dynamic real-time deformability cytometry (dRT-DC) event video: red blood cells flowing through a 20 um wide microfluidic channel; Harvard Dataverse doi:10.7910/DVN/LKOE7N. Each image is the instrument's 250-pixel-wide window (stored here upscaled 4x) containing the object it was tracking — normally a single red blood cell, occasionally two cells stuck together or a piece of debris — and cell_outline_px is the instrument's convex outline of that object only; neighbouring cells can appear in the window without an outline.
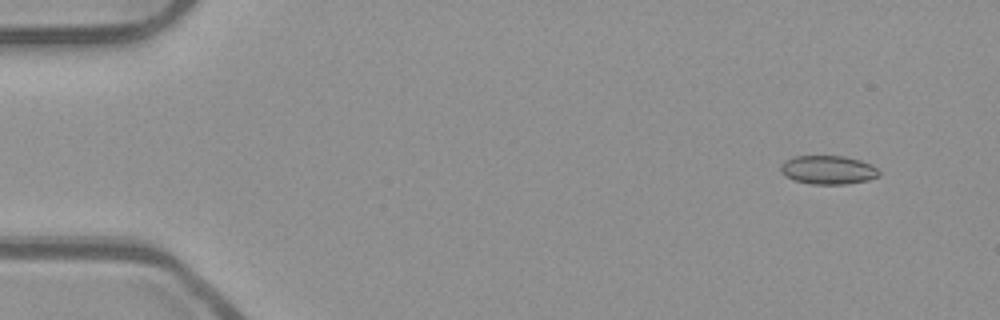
{"species": "common noctule bat (a hibernating species)", "species_latin": "Nyctalus noctula", "temperature_condition": "room temperature", "stored_images_in_passage": 50, "camera_frame_rate_fps": 3000, "um_per_image_px": 0.085, "animal": {"sex": "male", "body_mass_g": 23.1, "forearm_length_mm": 52.7}, "frame": {"image": 1, "passage_image": 1, "time_ms": 0.0, "image_size_px": [1000, 320], "cell_outline_px": [[880, 176], [868, 180], [848, 184], [812, 184], [796, 180], [780, 172], [780, 164], [784, 160], [792, 156], [844, 156], [860, 160], [872, 164], [880, 172]], "centroid_in_image_um": [70.4, 14.43], "position_along_channel_um": 14.6, "area_um2": 16.53}}
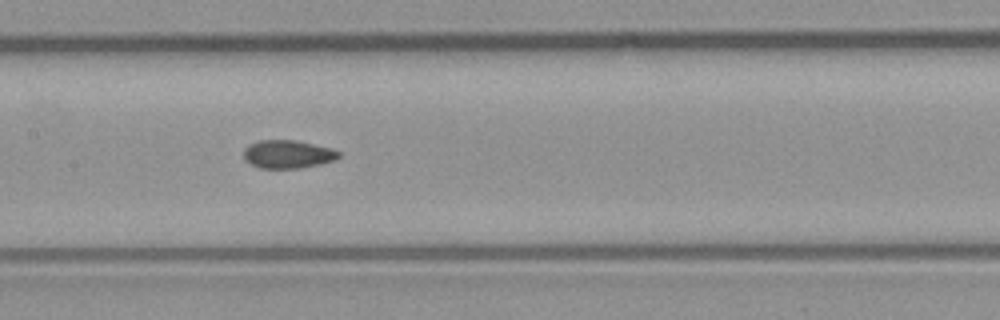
{"frame": {"image": 2, "passage_image": 23, "time_ms": 7.333, "image_size_px": [1000, 320], "cell_outline_px": [[340, 156], [336, 160], [320, 164], [300, 168], [260, 168], [244, 160], [244, 148], [248, 144], [260, 140], [296, 140], [332, 148], [340, 152]], "centroid_in_image_um": [24.47, 13.1], "position_along_channel_um": 182.9, "area_um2": 15.72}}
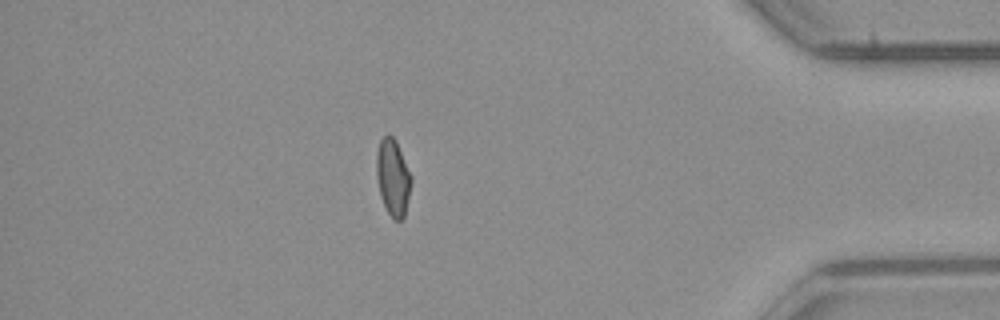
{"frame": {"image": 3, "passage_image": 43, "time_ms": 14.0, "image_size_px": [1000, 320], "cell_outline_px": [[412, 180], [404, 216], [400, 220], [392, 220], [380, 196], [376, 176], [376, 152], [380, 140], [388, 132], [396, 140], [412, 176]], "centroid_in_image_um": [33.38, 15.05], "position_along_channel_um": 401.8, "area_um2": 15.66}, "authors_computed_cell_mechanics": {"area_um2": 15.8372, "velocity_mm_per_s": 3.9145, "shape_relaxation_time_tau1_ms": null, "shape_relaxation_time_tau2_ms": 1.4824, "deformation_change_tau1": null, "deformation_change_tau2": 0.0749}}